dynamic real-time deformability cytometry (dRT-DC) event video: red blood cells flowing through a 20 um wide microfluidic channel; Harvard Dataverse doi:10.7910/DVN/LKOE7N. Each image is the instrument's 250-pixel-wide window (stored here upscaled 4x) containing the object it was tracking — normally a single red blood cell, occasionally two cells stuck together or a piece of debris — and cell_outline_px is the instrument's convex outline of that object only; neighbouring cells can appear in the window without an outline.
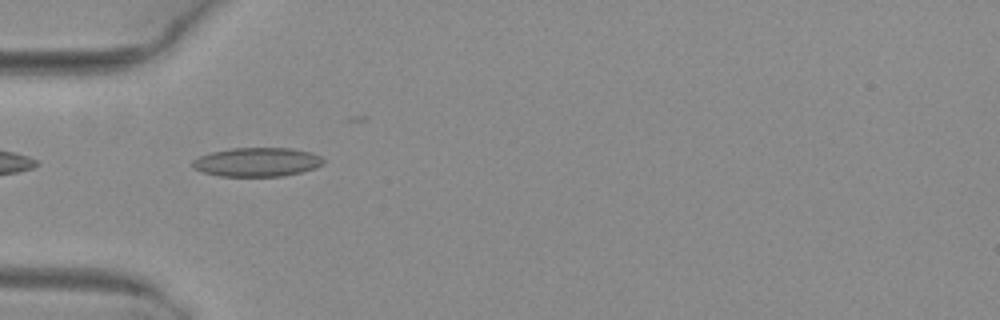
{"species": "common noctule bat (a hibernating species)", "species_latin": "Nyctalus noctula", "temperature_condition": "warm", "stored_images_in_passage": 25, "camera_frame_rate_fps": 3000, "um_per_image_px": 0.085, "animal": {"sex": "female", "body_mass_g": 29.2, "forearm_length_mm": 56.3}, "frame": {"image": 1, "passage_image": 1, "time_ms": 0.0, "image_size_px": [1000, 320], "cell_outline_px": [[324, 164], [316, 168], [284, 176], [220, 176], [204, 172], [192, 168], [192, 160], [200, 156], [212, 152], [232, 148], [292, 148], [312, 152], [320, 156], [324, 160]], "centroid_in_image_um": [21.87, 13.77], "position_along_channel_um": 63.1, "area_um2": 22.14}}
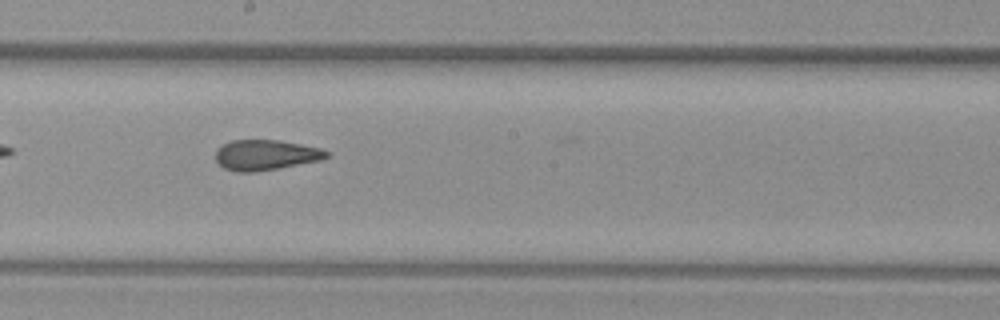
{"frame": {"image": 2, "passage_image": 13, "time_ms": 4.0, "image_size_px": [1000, 320], "cell_outline_px": [[328, 156], [320, 160], [280, 168], [252, 172], [236, 172], [224, 168], [216, 160], [216, 148], [232, 140], [280, 140], [320, 148], [328, 152]], "centroid_in_image_um": [22.56, 13.17], "position_along_channel_um": 225.6, "area_um2": 19.54}}
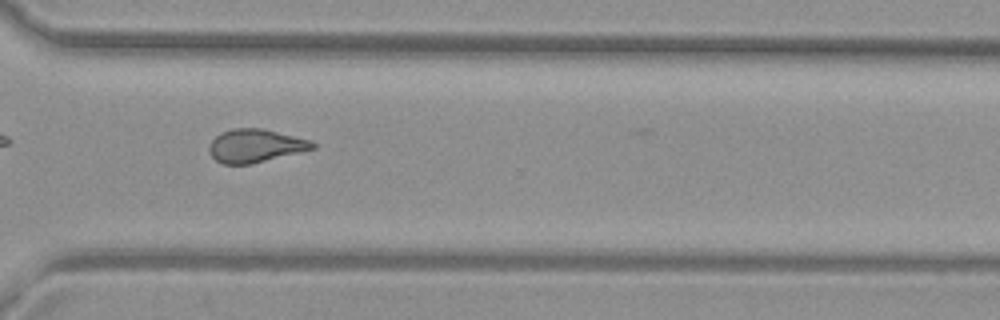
{"frame": {"image": 3, "passage_image": 22, "time_ms": 7.0, "image_size_px": [1000, 320], "cell_outline_px": [[316, 148], [252, 164], [224, 164], [216, 160], [208, 152], [208, 148], [212, 140], [220, 132], [232, 128], [260, 128], [312, 140], [316, 144]], "centroid_in_image_um": [21.7, 12.39], "position_along_channel_um": 348.9, "area_um2": 20.06}}